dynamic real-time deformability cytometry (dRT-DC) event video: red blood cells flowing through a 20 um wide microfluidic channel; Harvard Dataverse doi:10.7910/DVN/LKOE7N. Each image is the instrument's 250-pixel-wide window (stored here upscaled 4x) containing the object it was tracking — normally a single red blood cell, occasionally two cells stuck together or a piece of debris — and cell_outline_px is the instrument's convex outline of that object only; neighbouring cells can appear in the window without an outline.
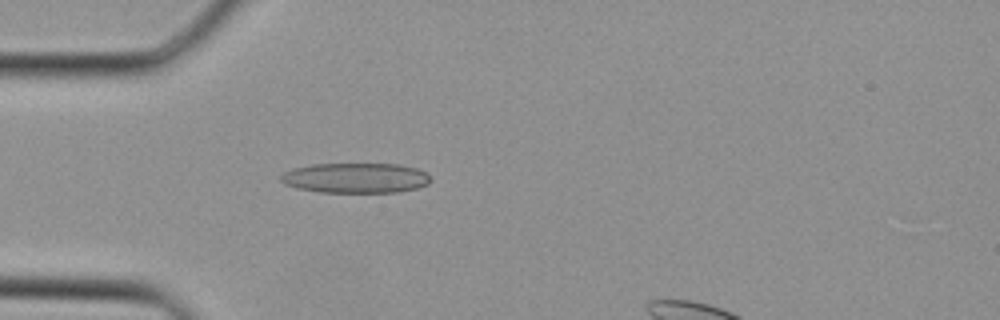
{"species": "Egyptian fruit bat (a non-hibernating species)", "species_latin": "Rousettus aegyptiacus", "temperature_condition": "cold", "stored_images_in_passage": 27, "camera_frame_rate_fps": 3000, "um_per_image_px": 0.085, "animal": {"sex": "female"}, "frame": {"image": 1, "passage_image": 6, "time_ms": 1.667, "image_size_px": [1000, 320], "cell_outline_px": [[432, 180], [428, 184], [416, 188], [396, 192], [320, 192], [300, 188], [284, 184], [280, 180], [280, 176], [284, 172], [296, 168], [312, 164], [400, 164], [416, 168], [428, 172]], "centroid_in_image_um": [30.28, 15.12], "position_along_channel_um": 54.7, "area_um2": 26.24}}
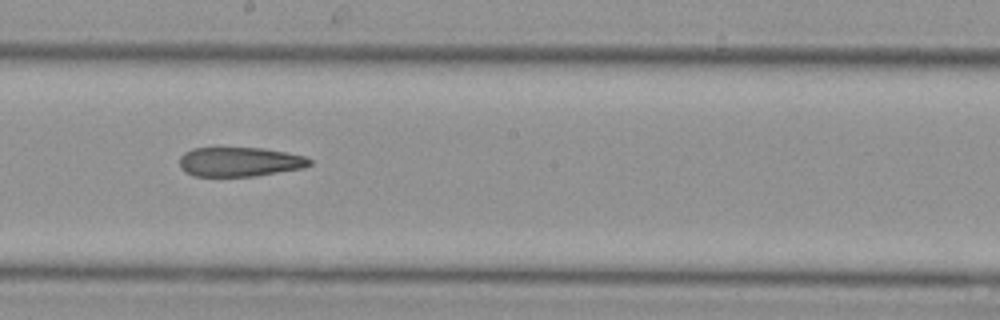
{"frame": {"image": 2, "passage_image": 16, "time_ms": 5.0, "image_size_px": [1000, 320], "cell_outline_px": [[312, 164], [304, 168], [256, 176], [192, 176], [184, 172], [180, 168], [180, 156], [184, 152], [192, 148], [264, 148], [304, 156], [312, 160]], "centroid_in_image_um": [20.36, 13.76], "position_along_channel_um": 227.8, "area_um2": 22.43}}
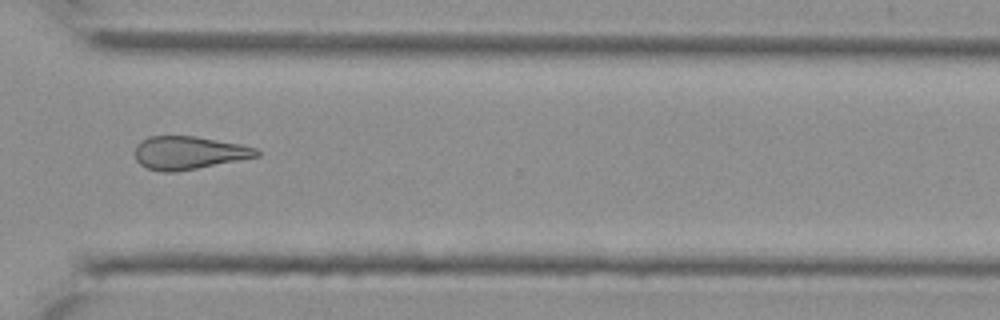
{"frame": {"image": 3, "passage_image": 23, "time_ms": 7.333, "image_size_px": [1000, 320], "cell_outline_px": [[260, 156], [240, 160], [176, 172], [160, 172], [148, 168], [140, 164], [136, 160], [136, 144], [140, 140], [148, 136], [196, 136], [240, 144], [256, 148], [260, 152]], "centroid_in_image_um": [16.04, 12.98], "position_along_channel_um": 354.6, "area_um2": 23.52}}